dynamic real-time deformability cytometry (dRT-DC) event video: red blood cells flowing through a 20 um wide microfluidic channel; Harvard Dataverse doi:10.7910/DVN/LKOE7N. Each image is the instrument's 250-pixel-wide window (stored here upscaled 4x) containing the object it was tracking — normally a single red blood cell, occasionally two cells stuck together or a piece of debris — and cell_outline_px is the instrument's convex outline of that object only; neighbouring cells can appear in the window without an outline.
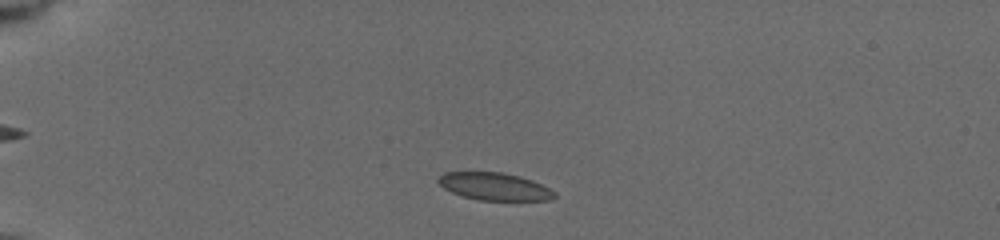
{"species": "common noctule bat (a hibernating species)", "species_latin": "Nyctalus noctula", "temperature_condition": "cold", "stored_images_in_passage": 6, "camera_frame_rate_fps": 3000, "um_per_image_px": 0.085, "animal": {"sex": "female", "body_mass_g": 19.5, "forearm_length_mm": 54.1}, "frame": {"image": 1, "passage_image": 2, "time_ms": 0.667, "image_size_px": [1000, 240], "cell_outline_px": [[556, 196], [552, 200], [480, 200], [464, 196], [452, 192], [444, 188], [436, 180], [444, 172], [504, 172], [520, 176], [532, 180], [556, 192]], "centroid_in_image_um": [42.05, 15.84], "position_along_channel_um": 43.0, "area_um2": 18.55}}
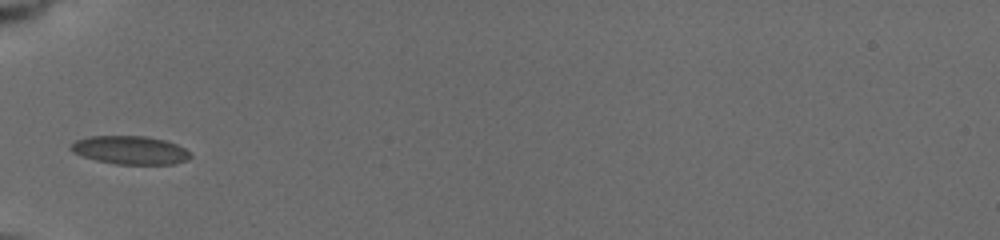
{"frame": {"image": 2, "passage_image": 4, "time_ms": 2.667, "image_size_px": [1000, 240], "cell_outline_px": [[192, 156], [188, 160], [176, 164], [116, 164], [96, 160], [72, 152], [68, 148], [76, 140], [88, 136], [144, 136], [164, 140], [176, 144], [192, 152]], "centroid_in_image_um": [11.09, 12.76], "position_along_channel_um": 73.9, "area_um2": 19.83}}
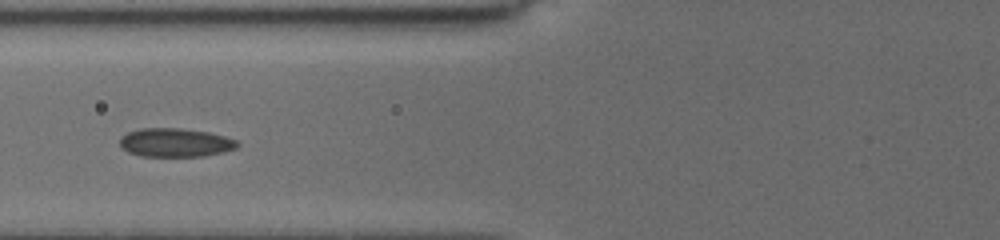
{"frame": {"image": 3, "passage_image": 5, "time_ms": 3.667, "image_size_px": [1000, 240], "cell_outline_px": [[240, 144], [236, 148], [224, 152], [204, 156], [140, 156], [128, 152], [120, 148], [120, 136], [128, 132], [140, 128], [180, 128], [208, 132], [224, 136], [236, 140]], "centroid_in_image_um": [14.88, 12.12], "position_along_channel_um": 110.9, "area_um2": 19.77}}